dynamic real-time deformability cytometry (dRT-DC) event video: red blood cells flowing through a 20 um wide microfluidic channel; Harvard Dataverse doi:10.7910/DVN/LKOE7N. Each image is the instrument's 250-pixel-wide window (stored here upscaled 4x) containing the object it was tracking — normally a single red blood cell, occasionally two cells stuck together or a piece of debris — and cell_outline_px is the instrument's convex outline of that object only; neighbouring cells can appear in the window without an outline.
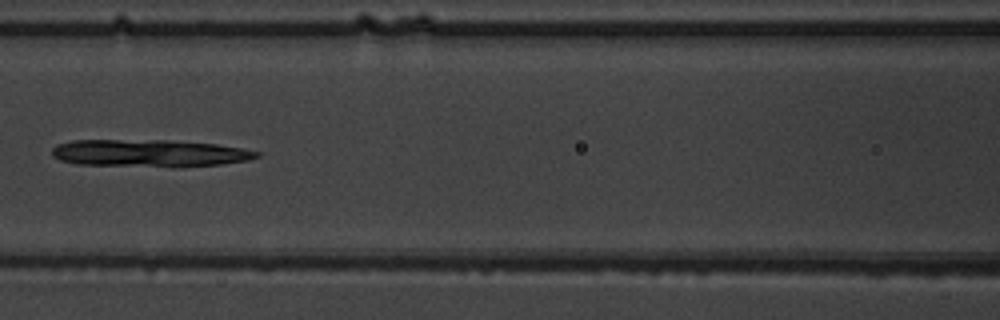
{"species": "common noctule bat (a hibernating species)", "species_latin": "Nyctalus noctula", "temperature_condition": "warm", "stored_images_in_passage": 6, "camera_frame_rate_fps": 3000, "um_per_image_px": 0.085, "animal": {"sex": "male", "body_mass_g": 19.5, "forearm_length_mm": 54.6}, "frame": {"image": 1, "passage_image": 5, "time_ms": 5.333, "image_size_px": [1000, 320], "cell_outline_px": [[260, 156], [248, 160], [220, 164], [180, 168], [76, 164], [60, 160], [52, 156], [52, 148], [56, 144], [72, 140], [168, 140], [216, 144], [244, 148], [260, 152]], "centroid_in_image_um": [12.7, 13.03], "position_along_channel_um": 153.9, "area_um2": 33.18}}
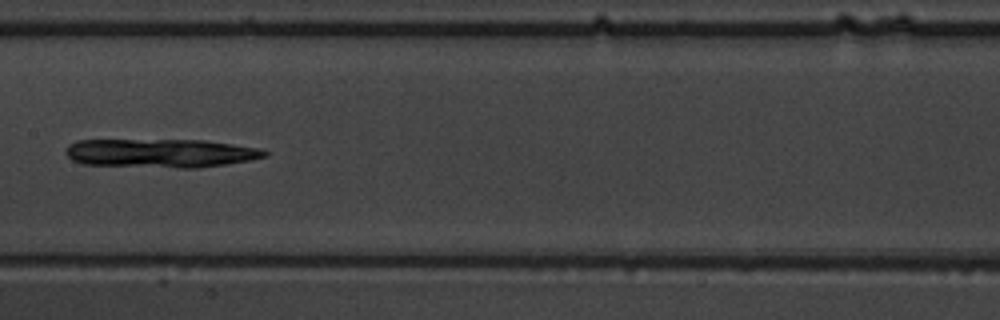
{"frame": {"image": 2, "passage_image": 6, "time_ms": 6.333, "image_size_px": [1000, 320], "cell_outline_px": [[268, 156], [248, 160], [224, 164], [196, 168], [180, 168], [84, 164], [72, 160], [64, 152], [68, 144], [76, 140], [204, 140], [260, 148], [268, 152]], "centroid_in_image_um": [13.63, 13.01], "position_along_channel_um": 193.8, "area_um2": 33.23}}